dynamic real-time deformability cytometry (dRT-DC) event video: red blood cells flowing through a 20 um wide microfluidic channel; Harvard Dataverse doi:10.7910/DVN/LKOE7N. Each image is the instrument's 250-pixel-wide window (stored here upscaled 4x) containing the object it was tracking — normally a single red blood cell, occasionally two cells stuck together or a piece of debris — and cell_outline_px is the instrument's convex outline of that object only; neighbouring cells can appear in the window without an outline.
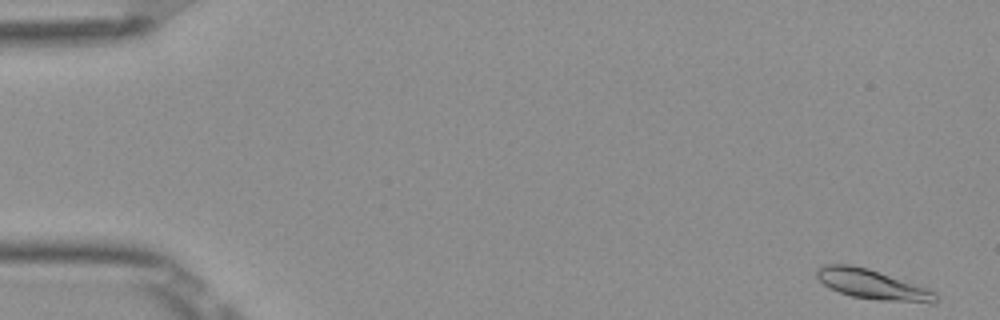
{"species": "Egyptian fruit bat (a non-hibernating species)", "species_latin": "Rousettus aegyptiacus", "temperature_condition": "room temperature", "stored_images_in_passage": 52, "camera_frame_rate_fps": 3000, "um_per_image_px": 0.085, "frame": {"image": 1, "passage_image": 1, "time_ms": 0.0, "image_size_px": [1000, 320], "cell_outline_px": [[936, 304], [932, 304], [880, 300], [852, 296], [840, 292], [824, 284], [816, 276], [816, 268], [824, 264], [848, 264], [868, 268], [924, 288], [932, 292], [936, 296]], "centroid_in_image_um": [74.11, 24.18], "position_along_channel_um": 10.9, "area_um2": 20.17}}
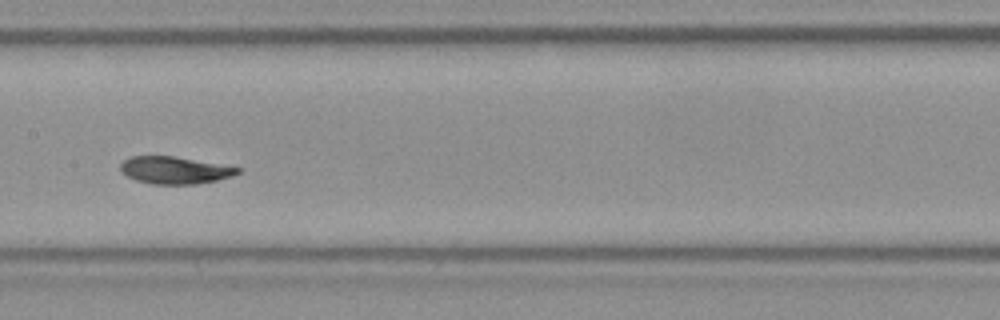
{"frame": {"image": 2, "passage_image": 26, "time_ms": 8.333, "image_size_px": [1000, 320], "cell_outline_px": [[244, 168], [240, 172], [232, 176], [216, 180], [196, 184], [152, 184], [136, 180], [120, 172], [120, 164], [128, 156], [176, 156]], "centroid_in_image_um": [14.86, 14.45], "position_along_channel_um": 192.5, "area_um2": 18.79}}
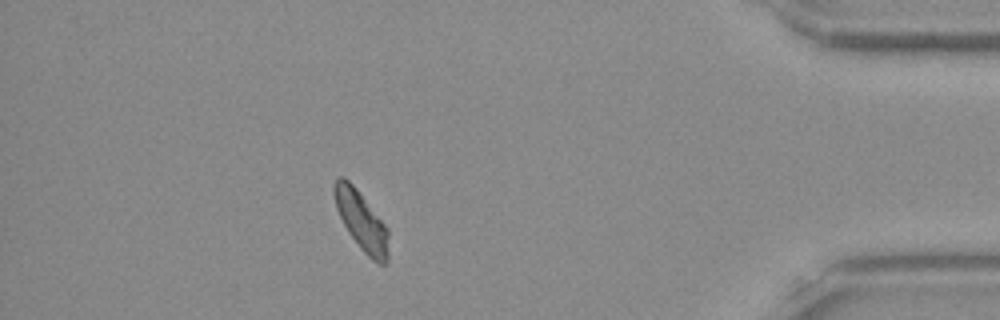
{"frame": {"image": 3, "passage_image": 46, "time_ms": 15.0, "image_size_px": [1000, 320], "cell_outline_px": [[388, 264], [380, 264], [372, 260], [360, 248], [348, 232], [336, 208], [332, 192], [332, 184], [336, 176], [344, 176], [356, 188], [388, 228]], "centroid_in_image_um": [30.69, 18.74], "position_along_channel_um": 404.5, "area_um2": 18.84}, "authors_computed_cell_mechanics": {"area_um2": 19.3052, "velocity_mm_per_s": 3.8637, "shape_relaxation_time_tau1_ms": 4.5765, "shape_relaxation_time_tau2_ms": 3.751, "deformation_change_tau1": 0.1461, "deformation_change_tau2": 0.0734}}